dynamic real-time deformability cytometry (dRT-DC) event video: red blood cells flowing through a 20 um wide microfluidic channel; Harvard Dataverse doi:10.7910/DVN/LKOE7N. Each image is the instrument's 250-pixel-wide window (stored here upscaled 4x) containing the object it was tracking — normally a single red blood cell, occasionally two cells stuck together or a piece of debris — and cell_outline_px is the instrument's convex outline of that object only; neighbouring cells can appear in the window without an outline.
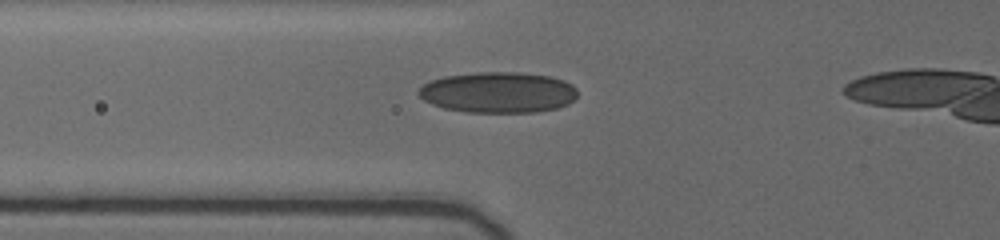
{"species": "human", "species_latin": "Homo sapiens", "temperature_condition": "cold", "stored_images_in_passage": 11, "camera_frame_rate_fps": 3000, "um_per_image_px": 0.085, "donor": {"sex": "female"}, "frame": {"image": 1, "passage_image": 10, "time_ms": 4.333, "image_size_px": [1000, 240], "cell_outline_px": [[576, 96], [568, 104], [556, 108], [536, 112], [468, 112], [444, 108], [432, 104], [424, 100], [416, 92], [424, 84], [432, 80], [444, 76], [480, 72], [516, 72], [548, 76], [564, 80], [572, 84], [576, 88]], "centroid_in_image_um": [42.34, 7.85], "position_along_channel_um": 83.5, "area_um2": 37.69}}